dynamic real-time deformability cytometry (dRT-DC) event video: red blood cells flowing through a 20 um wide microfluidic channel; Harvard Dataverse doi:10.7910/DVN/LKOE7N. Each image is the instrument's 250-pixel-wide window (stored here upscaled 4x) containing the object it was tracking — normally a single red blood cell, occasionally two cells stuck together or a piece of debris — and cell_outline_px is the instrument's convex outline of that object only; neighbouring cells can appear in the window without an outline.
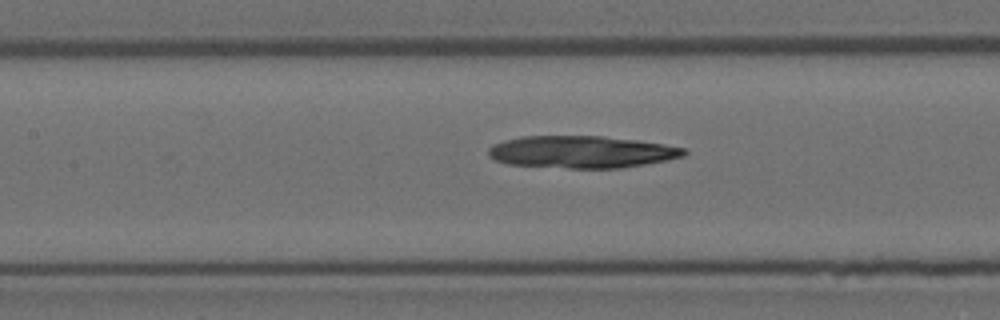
{"species": "Egyptian fruit bat (a non-hibernating species)", "species_latin": "Rousettus aegyptiacus", "temperature_condition": "room temperature", "stored_images_in_passage": 19, "camera_frame_rate_fps": 3000, "um_per_image_px": 0.085, "animal": {"sex": "female"}, "frame": {"image": 1, "passage_image": 8, "time_ms": 2.333, "image_size_px": [1000, 320], "cell_outline_px": [[688, 152], [684, 156], [668, 160], [620, 168], [568, 168], [508, 164], [496, 160], [488, 156], [488, 148], [492, 144], [504, 140], [520, 136], [600, 136], [636, 140], [664, 144], [684, 148]], "centroid_in_image_um": [49.41, 12.91], "position_along_channel_um": 158.0, "area_um2": 36.7}}
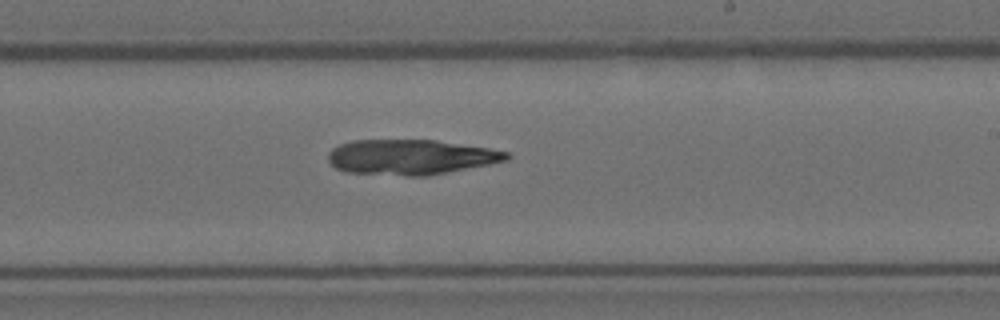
{"frame": {"image": 2, "passage_image": 15, "time_ms": 4.667, "image_size_px": [1000, 320], "cell_outline_px": [[512, 156], [508, 160], [428, 176], [408, 176], [348, 172], [336, 168], [328, 160], [328, 152], [332, 148], [340, 144], [352, 140], [436, 140], [488, 148], [508, 152]], "centroid_in_image_um": [34.91, 13.35], "position_along_channel_um": 254.1, "area_um2": 36.47}}